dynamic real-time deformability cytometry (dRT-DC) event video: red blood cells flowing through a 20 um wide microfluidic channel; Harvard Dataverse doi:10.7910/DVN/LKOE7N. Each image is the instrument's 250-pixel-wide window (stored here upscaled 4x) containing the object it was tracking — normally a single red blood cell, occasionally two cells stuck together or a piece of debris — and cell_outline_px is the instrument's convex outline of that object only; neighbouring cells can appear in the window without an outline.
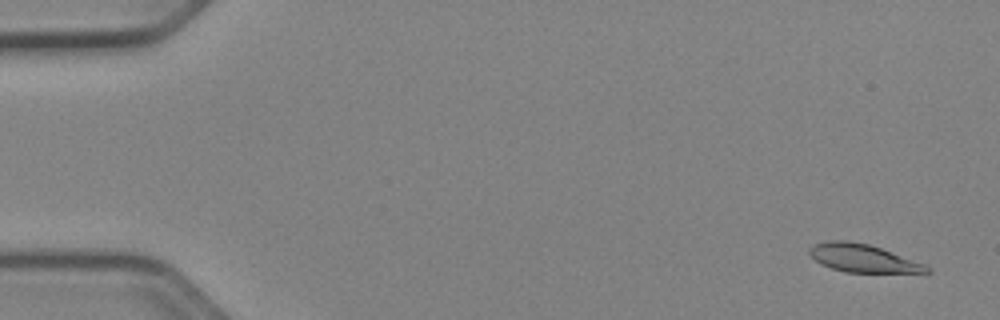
{"species": "Egyptian fruit bat (a non-hibernating species)", "species_latin": "Rousettus aegyptiacus", "temperature_condition": "cold", "stored_images_in_passage": 53, "camera_frame_rate_fps": 3000, "um_per_image_px": 0.085, "animal": {"sex": "female"}, "frame": {"image": 1, "passage_image": 3, "time_ms": 0.667, "image_size_px": [1000, 320], "cell_outline_px": [[932, 272], [844, 272], [820, 264], [808, 252], [808, 248], [812, 244], [828, 240], [848, 240], [868, 244], [880, 248], [924, 264], [932, 268]], "centroid_in_image_um": [73.29, 21.93], "position_along_channel_um": 11.7, "area_um2": 18.96}}
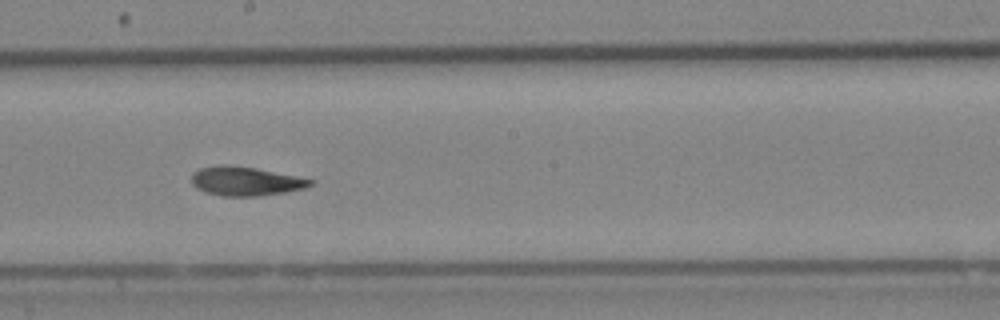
{"frame": {"image": 2, "passage_image": 30, "time_ms": 9.667, "image_size_px": [1000, 320], "cell_outline_px": [[312, 184], [304, 188], [284, 192], [256, 196], [224, 196], [204, 192], [196, 188], [192, 184], [192, 172], [200, 168], [216, 164], [224, 164], [256, 168], [312, 180]], "centroid_in_image_um": [20.78, 15.39], "position_along_channel_um": 227.4, "area_um2": 19.88}}
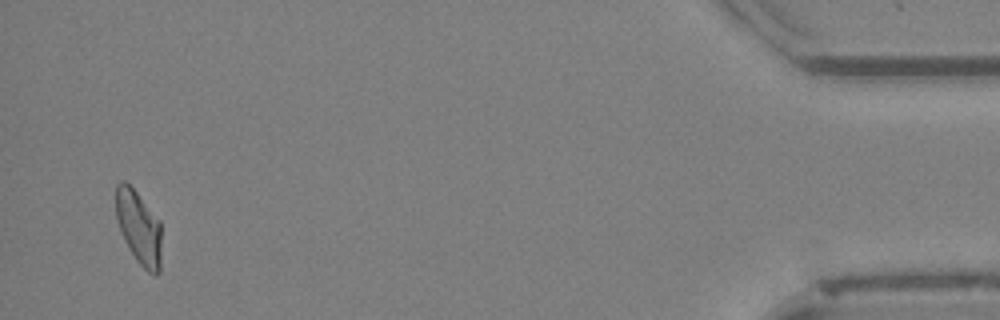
{"frame": {"image": 3, "passage_image": 51, "time_ms": 16.667, "image_size_px": [1000, 320], "cell_outline_px": [[160, 272], [156, 276], [148, 272], [136, 260], [124, 240], [120, 232], [116, 220], [116, 184], [120, 180], [124, 180], [136, 192], [160, 220]], "centroid_in_image_um": [11.78, 19.34], "position_along_channel_um": 423.4, "area_um2": 19.54}, "authors_computed_cell_mechanics": {"area_um2": 19.941, "velocity_mm_per_s": 3.9408, "shape_relaxation_time_tau1_ms": null, "shape_relaxation_time_tau2_ms": 1.9939, "deformation_change_tau1": null, "deformation_change_tau2": 0.0727}}